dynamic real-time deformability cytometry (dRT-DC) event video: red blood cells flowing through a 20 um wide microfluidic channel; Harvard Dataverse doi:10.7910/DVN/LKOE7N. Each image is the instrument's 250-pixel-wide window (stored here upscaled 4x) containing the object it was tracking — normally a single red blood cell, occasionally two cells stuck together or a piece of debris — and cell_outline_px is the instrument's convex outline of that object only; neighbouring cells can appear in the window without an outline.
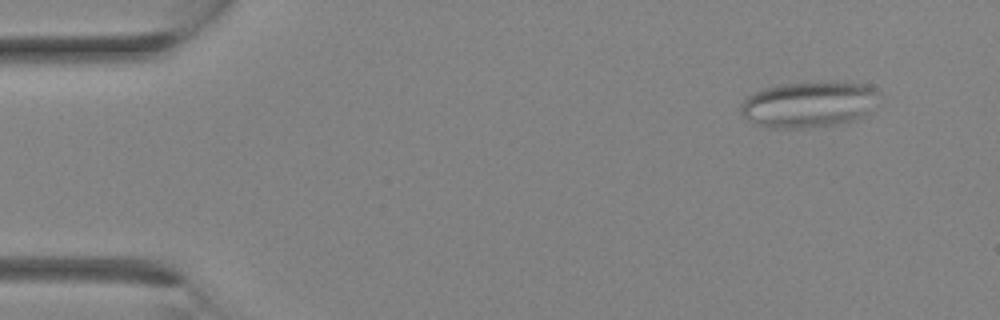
{"species": "Egyptian fruit bat (a non-hibernating species)", "species_latin": "Rousettus aegyptiacus", "temperature_condition": "room temperature", "stored_images_in_passage": 3, "camera_frame_rate_fps": 3000, "um_per_image_px": 0.085, "animal": {"sex": "female"}, "frame": {"image": 1, "passage_image": 1, "time_ms": 0.0, "image_size_px": [1000, 320], "cell_outline_px": [[880, 96], [868, 112], [864, 116], [844, 124], [804, 128], [772, 128], [756, 124], [748, 120], [740, 112], [740, 104], [748, 96], [764, 88], [776, 84], [816, 80], [848, 80], [864, 84], [880, 92]], "centroid_in_image_um": [68.79, 8.83], "position_along_channel_um": 16.2, "area_um2": 38.26}}